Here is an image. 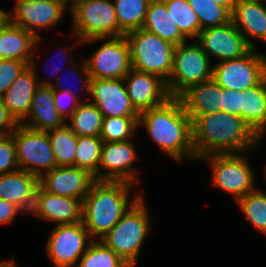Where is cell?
I'll use <instances>...</instances> for the list:
<instances>
[{
    "mask_svg": "<svg viewBox=\"0 0 266 267\" xmlns=\"http://www.w3.org/2000/svg\"><path fill=\"white\" fill-rule=\"evenodd\" d=\"M157 144L163 157L197 162L192 139V121L179 97H170L165 103L140 113L138 128Z\"/></svg>",
    "mask_w": 266,
    "mask_h": 267,
    "instance_id": "cell-1",
    "label": "cell"
},
{
    "mask_svg": "<svg viewBox=\"0 0 266 267\" xmlns=\"http://www.w3.org/2000/svg\"><path fill=\"white\" fill-rule=\"evenodd\" d=\"M190 119L197 160L214 154L253 152L261 147V143L263 144L239 116L218 111Z\"/></svg>",
    "mask_w": 266,
    "mask_h": 267,
    "instance_id": "cell-2",
    "label": "cell"
},
{
    "mask_svg": "<svg viewBox=\"0 0 266 267\" xmlns=\"http://www.w3.org/2000/svg\"><path fill=\"white\" fill-rule=\"evenodd\" d=\"M125 181H95L83 200L82 222L93 240L105 236L143 195ZM134 191V193H133Z\"/></svg>",
    "mask_w": 266,
    "mask_h": 267,
    "instance_id": "cell-3",
    "label": "cell"
},
{
    "mask_svg": "<svg viewBox=\"0 0 266 267\" xmlns=\"http://www.w3.org/2000/svg\"><path fill=\"white\" fill-rule=\"evenodd\" d=\"M142 195L100 240L126 263L137 266L152 228L151 211Z\"/></svg>",
    "mask_w": 266,
    "mask_h": 267,
    "instance_id": "cell-4",
    "label": "cell"
},
{
    "mask_svg": "<svg viewBox=\"0 0 266 267\" xmlns=\"http://www.w3.org/2000/svg\"><path fill=\"white\" fill-rule=\"evenodd\" d=\"M251 152L237 154H214L198 159L209 166L211 187L223 191L236 202L257 188L255 169L249 161Z\"/></svg>",
    "mask_w": 266,
    "mask_h": 267,
    "instance_id": "cell-5",
    "label": "cell"
},
{
    "mask_svg": "<svg viewBox=\"0 0 266 267\" xmlns=\"http://www.w3.org/2000/svg\"><path fill=\"white\" fill-rule=\"evenodd\" d=\"M125 36L130 47L132 68L156 74L167 82L176 46L142 28L128 32Z\"/></svg>",
    "mask_w": 266,
    "mask_h": 267,
    "instance_id": "cell-6",
    "label": "cell"
},
{
    "mask_svg": "<svg viewBox=\"0 0 266 267\" xmlns=\"http://www.w3.org/2000/svg\"><path fill=\"white\" fill-rule=\"evenodd\" d=\"M212 72V61L195 39L177 45L172 71L166 82L170 96L179 97L190 86L211 79Z\"/></svg>",
    "mask_w": 266,
    "mask_h": 267,
    "instance_id": "cell-7",
    "label": "cell"
},
{
    "mask_svg": "<svg viewBox=\"0 0 266 267\" xmlns=\"http://www.w3.org/2000/svg\"><path fill=\"white\" fill-rule=\"evenodd\" d=\"M95 44H98L97 48ZM82 45L95 48L87 59L84 58L91 79H122L132 69L130 47L125 35L92 38L83 41Z\"/></svg>",
    "mask_w": 266,
    "mask_h": 267,
    "instance_id": "cell-8",
    "label": "cell"
},
{
    "mask_svg": "<svg viewBox=\"0 0 266 267\" xmlns=\"http://www.w3.org/2000/svg\"><path fill=\"white\" fill-rule=\"evenodd\" d=\"M70 33L82 42L92 38L118 37L113 0H89L70 12Z\"/></svg>",
    "mask_w": 266,
    "mask_h": 267,
    "instance_id": "cell-9",
    "label": "cell"
},
{
    "mask_svg": "<svg viewBox=\"0 0 266 267\" xmlns=\"http://www.w3.org/2000/svg\"><path fill=\"white\" fill-rule=\"evenodd\" d=\"M265 53L252 49L241 58L214 63L212 78L224 89L246 91L266 77Z\"/></svg>",
    "mask_w": 266,
    "mask_h": 267,
    "instance_id": "cell-10",
    "label": "cell"
},
{
    "mask_svg": "<svg viewBox=\"0 0 266 267\" xmlns=\"http://www.w3.org/2000/svg\"><path fill=\"white\" fill-rule=\"evenodd\" d=\"M44 252L54 267H76L93 239L83 225H54L48 234Z\"/></svg>",
    "mask_w": 266,
    "mask_h": 267,
    "instance_id": "cell-11",
    "label": "cell"
},
{
    "mask_svg": "<svg viewBox=\"0 0 266 267\" xmlns=\"http://www.w3.org/2000/svg\"><path fill=\"white\" fill-rule=\"evenodd\" d=\"M11 136L16 145L19 169L40 178L57 167L48 131H36L19 124Z\"/></svg>",
    "mask_w": 266,
    "mask_h": 267,
    "instance_id": "cell-12",
    "label": "cell"
},
{
    "mask_svg": "<svg viewBox=\"0 0 266 267\" xmlns=\"http://www.w3.org/2000/svg\"><path fill=\"white\" fill-rule=\"evenodd\" d=\"M135 139L103 142L99 164V181H125L141 186L142 171L136 164L141 159ZM137 148V149H136ZM140 177V178H139Z\"/></svg>",
    "mask_w": 266,
    "mask_h": 267,
    "instance_id": "cell-13",
    "label": "cell"
},
{
    "mask_svg": "<svg viewBox=\"0 0 266 267\" xmlns=\"http://www.w3.org/2000/svg\"><path fill=\"white\" fill-rule=\"evenodd\" d=\"M10 21L34 34L42 37L39 31L56 29L64 21L67 10L61 0H37L14 3L9 9ZM39 32V33H38Z\"/></svg>",
    "mask_w": 266,
    "mask_h": 267,
    "instance_id": "cell-14",
    "label": "cell"
},
{
    "mask_svg": "<svg viewBox=\"0 0 266 267\" xmlns=\"http://www.w3.org/2000/svg\"><path fill=\"white\" fill-rule=\"evenodd\" d=\"M212 62L241 58L253 48L233 22L202 29L195 39Z\"/></svg>",
    "mask_w": 266,
    "mask_h": 267,
    "instance_id": "cell-15",
    "label": "cell"
},
{
    "mask_svg": "<svg viewBox=\"0 0 266 267\" xmlns=\"http://www.w3.org/2000/svg\"><path fill=\"white\" fill-rule=\"evenodd\" d=\"M103 117H139L122 79H91L90 98Z\"/></svg>",
    "mask_w": 266,
    "mask_h": 267,
    "instance_id": "cell-16",
    "label": "cell"
},
{
    "mask_svg": "<svg viewBox=\"0 0 266 267\" xmlns=\"http://www.w3.org/2000/svg\"><path fill=\"white\" fill-rule=\"evenodd\" d=\"M131 103L140 114L165 103L171 96L166 81L152 73L131 69L124 77Z\"/></svg>",
    "mask_w": 266,
    "mask_h": 267,
    "instance_id": "cell-17",
    "label": "cell"
},
{
    "mask_svg": "<svg viewBox=\"0 0 266 267\" xmlns=\"http://www.w3.org/2000/svg\"><path fill=\"white\" fill-rule=\"evenodd\" d=\"M82 210V200L49 193L39 185L30 215L51 225L75 224L82 221Z\"/></svg>",
    "mask_w": 266,
    "mask_h": 267,
    "instance_id": "cell-18",
    "label": "cell"
},
{
    "mask_svg": "<svg viewBox=\"0 0 266 267\" xmlns=\"http://www.w3.org/2000/svg\"><path fill=\"white\" fill-rule=\"evenodd\" d=\"M95 178L76 166L55 167L39 178V185L47 192L84 200Z\"/></svg>",
    "mask_w": 266,
    "mask_h": 267,
    "instance_id": "cell-19",
    "label": "cell"
},
{
    "mask_svg": "<svg viewBox=\"0 0 266 267\" xmlns=\"http://www.w3.org/2000/svg\"><path fill=\"white\" fill-rule=\"evenodd\" d=\"M231 21L253 49L260 41L266 44V2L237 0Z\"/></svg>",
    "mask_w": 266,
    "mask_h": 267,
    "instance_id": "cell-20",
    "label": "cell"
},
{
    "mask_svg": "<svg viewBox=\"0 0 266 267\" xmlns=\"http://www.w3.org/2000/svg\"><path fill=\"white\" fill-rule=\"evenodd\" d=\"M38 187L39 177L21 169L0 175V199L12 202L29 216Z\"/></svg>",
    "mask_w": 266,
    "mask_h": 267,
    "instance_id": "cell-21",
    "label": "cell"
},
{
    "mask_svg": "<svg viewBox=\"0 0 266 267\" xmlns=\"http://www.w3.org/2000/svg\"><path fill=\"white\" fill-rule=\"evenodd\" d=\"M36 131H48L66 124L56 109L53 100V88L39 85L31 101L27 117L20 123Z\"/></svg>",
    "mask_w": 266,
    "mask_h": 267,
    "instance_id": "cell-22",
    "label": "cell"
},
{
    "mask_svg": "<svg viewBox=\"0 0 266 267\" xmlns=\"http://www.w3.org/2000/svg\"><path fill=\"white\" fill-rule=\"evenodd\" d=\"M179 98L189 117L221 111V86L213 78L190 86Z\"/></svg>",
    "mask_w": 266,
    "mask_h": 267,
    "instance_id": "cell-23",
    "label": "cell"
},
{
    "mask_svg": "<svg viewBox=\"0 0 266 267\" xmlns=\"http://www.w3.org/2000/svg\"><path fill=\"white\" fill-rule=\"evenodd\" d=\"M38 86L34 71L28 66L1 97L3 104L19 123L27 117Z\"/></svg>",
    "mask_w": 266,
    "mask_h": 267,
    "instance_id": "cell-24",
    "label": "cell"
},
{
    "mask_svg": "<svg viewBox=\"0 0 266 267\" xmlns=\"http://www.w3.org/2000/svg\"><path fill=\"white\" fill-rule=\"evenodd\" d=\"M38 38L9 21L0 30V59H15L30 64Z\"/></svg>",
    "mask_w": 266,
    "mask_h": 267,
    "instance_id": "cell-25",
    "label": "cell"
},
{
    "mask_svg": "<svg viewBox=\"0 0 266 267\" xmlns=\"http://www.w3.org/2000/svg\"><path fill=\"white\" fill-rule=\"evenodd\" d=\"M242 119L261 141L266 139V77L242 91Z\"/></svg>",
    "mask_w": 266,
    "mask_h": 267,
    "instance_id": "cell-26",
    "label": "cell"
},
{
    "mask_svg": "<svg viewBox=\"0 0 266 267\" xmlns=\"http://www.w3.org/2000/svg\"><path fill=\"white\" fill-rule=\"evenodd\" d=\"M142 29L175 46L188 40L174 23L163 0H151Z\"/></svg>",
    "mask_w": 266,
    "mask_h": 267,
    "instance_id": "cell-27",
    "label": "cell"
},
{
    "mask_svg": "<svg viewBox=\"0 0 266 267\" xmlns=\"http://www.w3.org/2000/svg\"><path fill=\"white\" fill-rule=\"evenodd\" d=\"M72 36H74L75 38V40H72V41H74V42H72L73 43V45H72V43L71 44H69L68 45V43H67V45H63L62 44V46H57L59 49H58V53L57 52H55V53H53L52 55L54 56V55H56V57H58V59L57 60H55V63H56V61H57V63L56 64H54V63H52L51 64V61H53L52 59H55L54 57L52 58V57H50V59L49 60H51L49 63L46 61V64H47V66H48V64H49V68H51V67H54L53 69H48L47 67L45 68V69H47L46 71H45V69L43 70V71H45V73H47V72H49L48 74H50V75H47L46 77L44 76L43 77V75H42V77L40 78V74H38L39 72V68L38 67H40L39 65H40V63H39V55H41V54H39V47H41L42 46V43L41 42H43L44 43V40L42 39L43 38V36L42 37H39L38 38V40H37V43H36V47H35V52H34V55L32 56V58H31V61H30V64H29V66L32 68V70L34 71V74H35V77H36V79H37V81H38V83H39V85H46V86H52L53 84H54V82L56 81V79H57V77L59 76V73L60 72H63V70L66 68V67H68V66H70L71 64H73L76 60H77V58L75 59V57H74V55H72L73 53H71V52H74L73 50H75V48L76 47H78V46H82V41L76 36V35H72ZM40 43H41V45H40ZM39 46V47H38ZM60 57V58H59ZM38 58V59H37ZM52 58V59H51ZM61 60H63V61H61ZM58 61H59V63H58ZM39 64H38V63ZM38 64V65H37ZM51 64V65H50ZM57 64H59V65H57ZM55 65V66H54ZM61 65V66H60ZM46 66V65H45ZM44 66V67H45ZM51 66V67H50ZM43 66H42V68H44ZM53 70V71H52ZM52 73V74H51ZM45 75V74H44Z\"/></svg>",
    "mask_w": 266,
    "mask_h": 267,
    "instance_id": "cell-28",
    "label": "cell"
},
{
    "mask_svg": "<svg viewBox=\"0 0 266 267\" xmlns=\"http://www.w3.org/2000/svg\"><path fill=\"white\" fill-rule=\"evenodd\" d=\"M103 114L90 100L82 102L66 121L76 136L100 137Z\"/></svg>",
    "mask_w": 266,
    "mask_h": 267,
    "instance_id": "cell-29",
    "label": "cell"
},
{
    "mask_svg": "<svg viewBox=\"0 0 266 267\" xmlns=\"http://www.w3.org/2000/svg\"><path fill=\"white\" fill-rule=\"evenodd\" d=\"M151 0H113L118 21V37L141 29Z\"/></svg>",
    "mask_w": 266,
    "mask_h": 267,
    "instance_id": "cell-30",
    "label": "cell"
},
{
    "mask_svg": "<svg viewBox=\"0 0 266 267\" xmlns=\"http://www.w3.org/2000/svg\"><path fill=\"white\" fill-rule=\"evenodd\" d=\"M259 186L235 203L256 232L266 237V191Z\"/></svg>",
    "mask_w": 266,
    "mask_h": 267,
    "instance_id": "cell-31",
    "label": "cell"
},
{
    "mask_svg": "<svg viewBox=\"0 0 266 267\" xmlns=\"http://www.w3.org/2000/svg\"><path fill=\"white\" fill-rule=\"evenodd\" d=\"M51 148L57 166H75L77 136L67 124L48 130Z\"/></svg>",
    "mask_w": 266,
    "mask_h": 267,
    "instance_id": "cell-32",
    "label": "cell"
},
{
    "mask_svg": "<svg viewBox=\"0 0 266 267\" xmlns=\"http://www.w3.org/2000/svg\"><path fill=\"white\" fill-rule=\"evenodd\" d=\"M81 60L78 59L70 66L66 67L63 70L64 72L66 71V73L62 74V72H61L51 87L53 88V90L67 89V90L71 91L72 94L74 95V97L77 98L82 103V102L88 101L90 98V80H91V78H90V74L87 70V66H86V63L84 61V58L83 59L81 58ZM78 62H81V63H78ZM61 75H63L64 79L61 77ZM71 76H73L74 79L77 78L78 80L75 79V82H74V80H73V78H71ZM69 77L71 79L72 85H74V84L75 85L77 84L78 86L80 85L79 87L77 86L79 89L76 86L73 88V86L71 85L73 88L72 89L69 86V84L67 86L66 82L70 83V81H67L66 79H68ZM72 80H73V83H72ZM75 88H77V89H75ZM77 90H79L80 93ZM81 91L83 94L81 93ZM80 94L82 96L84 95L85 98L83 99Z\"/></svg>",
    "mask_w": 266,
    "mask_h": 267,
    "instance_id": "cell-33",
    "label": "cell"
},
{
    "mask_svg": "<svg viewBox=\"0 0 266 267\" xmlns=\"http://www.w3.org/2000/svg\"><path fill=\"white\" fill-rule=\"evenodd\" d=\"M103 140L100 137L77 136L75 166L88 171L99 181V164Z\"/></svg>",
    "mask_w": 266,
    "mask_h": 267,
    "instance_id": "cell-34",
    "label": "cell"
},
{
    "mask_svg": "<svg viewBox=\"0 0 266 267\" xmlns=\"http://www.w3.org/2000/svg\"><path fill=\"white\" fill-rule=\"evenodd\" d=\"M167 11L180 32L188 39H196L201 32L197 14L188 0H163Z\"/></svg>",
    "mask_w": 266,
    "mask_h": 267,
    "instance_id": "cell-35",
    "label": "cell"
},
{
    "mask_svg": "<svg viewBox=\"0 0 266 267\" xmlns=\"http://www.w3.org/2000/svg\"><path fill=\"white\" fill-rule=\"evenodd\" d=\"M139 131L138 117H106L103 118L100 138L103 142L128 141L136 139Z\"/></svg>",
    "mask_w": 266,
    "mask_h": 267,
    "instance_id": "cell-36",
    "label": "cell"
},
{
    "mask_svg": "<svg viewBox=\"0 0 266 267\" xmlns=\"http://www.w3.org/2000/svg\"><path fill=\"white\" fill-rule=\"evenodd\" d=\"M195 11L201 29L222 26L231 22V12L213 0H188Z\"/></svg>",
    "mask_w": 266,
    "mask_h": 267,
    "instance_id": "cell-37",
    "label": "cell"
},
{
    "mask_svg": "<svg viewBox=\"0 0 266 267\" xmlns=\"http://www.w3.org/2000/svg\"><path fill=\"white\" fill-rule=\"evenodd\" d=\"M126 262L101 240H93L76 267H123Z\"/></svg>",
    "mask_w": 266,
    "mask_h": 267,
    "instance_id": "cell-38",
    "label": "cell"
},
{
    "mask_svg": "<svg viewBox=\"0 0 266 267\" xmlns=\"http://www.w3.org/2000/svg\"><path fill=\"white\" fill-rule=\"evenodd\" d=\"M19 170L16 145L11 135H0V175Z\"/></svg>",
    "mask_w": 266,
    "mask_h": 267,
    "instance_id": "cell-39",
    "label": "cell"
},
{
    "mask_svg": "<svg viewBox=\"0 0 266 267\" xmlns=\"http://www.w3.org/2000/svg\"><path fill=\"white\" fill-rule=\"evenodd\" d=\"M28 66L25 61L0 59V98Z\"/></svg>",
    "mask_w": 266,
    "mask_h": 267,
    "instance_id": "cell-40",
    "label": "cell"
},
{
    "mask_svg": "<svg viewBox=\"0 0 266 267\" xmlns=\"http://www.w3.org/2000/svg\"><path fill=\"white\" fill-rule=\"evenodd\" d=\"M53 100L56 109L59 111L61 117L67 121L70 116L76 111L81 102L74 97L71 91L53 90Z\"/></svg>",
    "mask_w": 266,
    "mask_h": 267,
    "instance_id": "cell-41",
    "label": "cell"
},
{
    "mask_svg": "<svg viewBox=\"0 0 266 267\" xmlns=\"http://www.w3.org/2000/svg\"><path fill=\"white\" fill-rule=\"evenodd\" d=\"M221 111L242 118V91L221 87Z\"/></svg>",
    "mask_w": 266,
    "mask_h": 267,
    "instance_id": "cell-42",
    "label": "cell"
},
{
    "mask_svg": "<svg viewBox=\"0 0 266 267\" xmlns=\"http://www.w3.org/2000/svg\"><path fill=\"white\" fill-rule=\"evenodd\" d=\"M19 215H22L23 218L26 214L12 202L0 199V225L5 226V224H14L13 222L15 218Z\"/></svg>",
    "mask_w": 266,
    "mask_h": 267,
    "instance_id": "cell-43",
    "label": "cell"
},
{
    "mask_svg": "<svg viewBox=\"0 0 266 267\" xmlns=\"http://www.w3.org/2000/svg\"><path fill=\"white\" fill-rule=\"evenodd\" d=\"M19 124L0 98V135H11Z\"/></svg>",
    "mask_w": 266,
    "mask_h": 267,
    "instance_id": "cell-44",
    "label": "cell"
},
{
    "mask_svg": "<svg viewBox=\"0 0 266 267\" xmlns=\"http://www.w3.org/2000/svg\"><path fill=\"white\" fill-rule=\"evenodd\" d=\"M68 11L70 13L74 8H76L78 5L87 2L89 0H61Z\"/></svg>",
    "mask_w": 266,
    "mask_h": 267,
    "instance_id": "cell-45",
    "label": "cell"
},
{
    "mask_svg": "<svg viewBox=\"0 0 266 267\" xmlns=\"http://www.w3.org/2000/svg\"><path fill=\"white\" fill-rule=\"evenodd\" d=\"M10 21V11L0 7V30Z\"/></svg>",
    "mask_w": 266,
    "mask_h": 267,
    "instance_id": "cell-46",
    "label": "cell"
},
{
    "mask_svg": "<svg viewBox=\"0 0 266 267\" xmlns=\"http://www.w3.org/2000/svg\"><path fill=\"white\" fill-rule=\"evenodd\" d=\"M214 3H218L224 7H226L231 13L234 9V6L237 3V0H213Z\"/></svg>",
    "mask_w": 266,
    "mask_h": 267,
    "instance_id": "cell-47",
    "label": "cell"
},
{
    "mask_svg": "<svg viewBox=\"0 0 266 267\" xmlns=\"http://www.w3.org/2000/svg\"><path fill=\"white\" fill-rule=\"evenodd\" d=\"M14 257L7 258L5 260H0V267H18V263Z\"/></svg>",
    "mask_w": 266,
    "mask_h": 267,
    "instance_id": "cell-48",
    "label": "cell"
},
{
    "mask_svg": "<svg viewBox=\"0 0 266 267\" xmlns=\"http://www.w3.org/2000/svg\"><path fill=\"white\" fill-rule=\"evenodd\" d=\"M32 2V1H37V0H15L14 3H23V2Z\"/></svg>",
    "mask_w": 266,
    "mask_h": 267,
    "instance_id": "cell-49",
    "label": "cell"
},
{
    "mask_svg": "<svg viewBox=\"0 0 266 267\" xmlns=\"http://www.w3.org/2000/svg\"><path fill=\"white\" fill-rule=\"evenodd\" d=\"M123 267H137V266L129 264V263H126Z\"/></svg>",
    "mask_w": 266,
    "mask_h": 267,
    "instance_id": "cell-50",
    "label": "cell"
},
{
    "mask_svg": "<svg viewBox=\"0 0 266 267\" xmlns=\"http://www.w3.org/2000/svg\"><path fill=\"white\" fill-rule=\"evenodd\" d=\"M263 170H264V174L263 175L265 176L264 178H265V182H266V165H264Z\"/></svg>",
    "mask_w": 266,
    "mask_h": 267,
    "instance_id": "cell-51",
    "label": "cell"
}]
</instances>
